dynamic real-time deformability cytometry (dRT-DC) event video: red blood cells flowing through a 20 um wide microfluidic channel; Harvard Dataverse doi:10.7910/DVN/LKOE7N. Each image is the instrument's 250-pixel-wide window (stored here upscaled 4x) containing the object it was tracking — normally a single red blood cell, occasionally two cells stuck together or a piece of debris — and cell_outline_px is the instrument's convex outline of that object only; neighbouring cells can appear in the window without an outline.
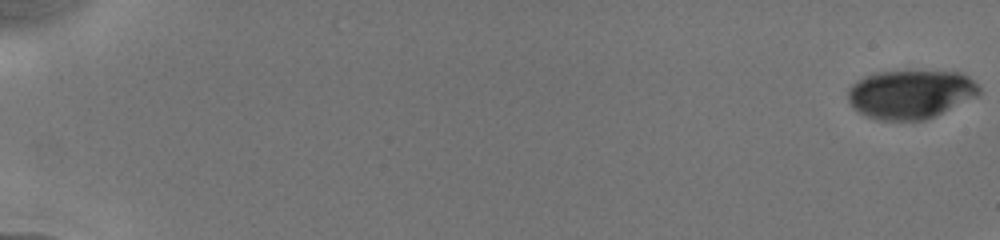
{"species": "human", "species_latin": "Homo sapiens", "temperature_condition": "cold", "stored_images_in_passage": 21, "camera_frame_rate_fps": 3000, "um_per_image_px": 0.085, "donor": {"sex": "male"}, "frame": {"image": 1, "passage_image": 1, "time_ms": 0.0, "image_size_px": [1000, 240], "cell_outline_px": [[980, 92], [976, 96], [936, 116], [924, 120], [876, 120], [852, 108], [848, 100], [848, 88], [856, 80], [864, 76], [876, 72], [960, 72], [968, 76], [980, 88]], "centroid_in_image_um": [77.36, 8.02], "position_along_channel_um": 7.6, "area_um2": 37.11}}
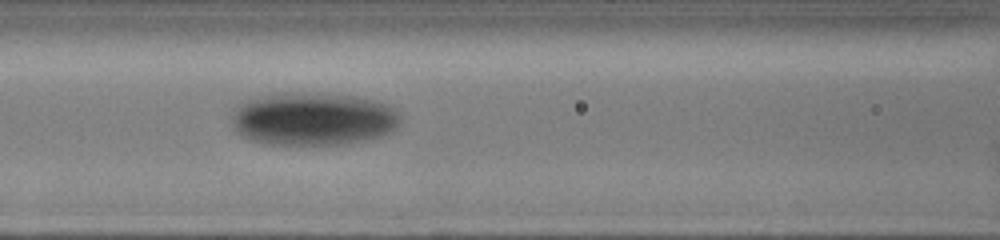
{"frame": {"image": 2, "passage_image": 14, "time_ms": 8.667, "image_size_px": [1000, 240], "cell_outline_px": [[400, 124], [392, 132], [380, 136], [364, 140], [340, 144], [272, 144], [252, 140], [236, 132], [228, 116], [244, 100], [252, 96], [284, 92], [300, 92], [356, 96], [388, 104], [400, 112]], "centroid_in_image_um": [26.58, 10.08], "position_along_channel_um": 140.0, "area_um2": 52.71}}
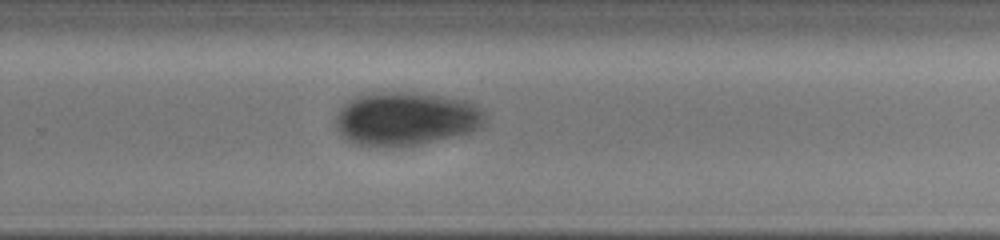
{"frame": {"image": 3, "passage_image": 21, "time_ms": 12.667, "image_size_px": [1000, 240], "cell_outline_px": [[484, 124], [480, 128], [468, 132], [416, 144], [392, 148], [360, 144], [348, 140], [336, 128], [336, 116], [340, 108], [348, 100], [356, 96], [380, 92], [416, 92], [468, 100], [476, 104], [484, 112]], "centroid_in_image_um": [34.5, 10.07], "position_along_channel_um": 295.3, "area_um2": 46.41}}